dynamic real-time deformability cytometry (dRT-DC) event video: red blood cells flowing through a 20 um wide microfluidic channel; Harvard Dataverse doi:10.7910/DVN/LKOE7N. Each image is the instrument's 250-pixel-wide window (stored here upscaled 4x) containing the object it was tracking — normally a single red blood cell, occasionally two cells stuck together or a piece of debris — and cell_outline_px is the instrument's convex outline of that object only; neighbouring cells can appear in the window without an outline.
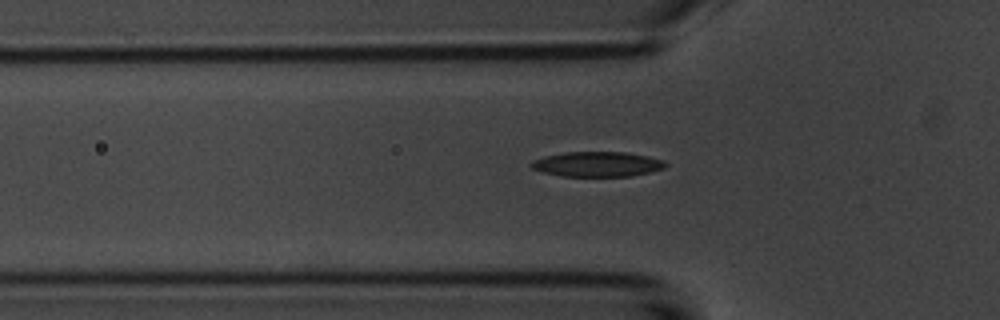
{"species": "common noctule bat (a hibernating species)", "species_latin": "Nyctalus noctula", "temperature_condition": "room temperature", "stored_images_in_passage": 41, "camera_frame_rate_fps": 3000, "um_per_image_px": 0.085, "animal": {"sex": "male", "body_mass_g": 20.1, "forearm_length_mm": 53.5}, "frame": {"image": 1, "passage_image": 10, "time_ms": 3.0, "image_size_px": [1000, 320], "cell_outline_px": [[668, 164], [664, 168], [632, 176], [560, 176], [544, 172], [532, 168], [528, 164], [532, 160], [544, 156], [564, 152], [628, 152], [648, 156], [664, 160]], "centroid_in_image_um": [50.76, 13.95], "position_along_channel_um": 75.0, "area_um2": 19.65}}
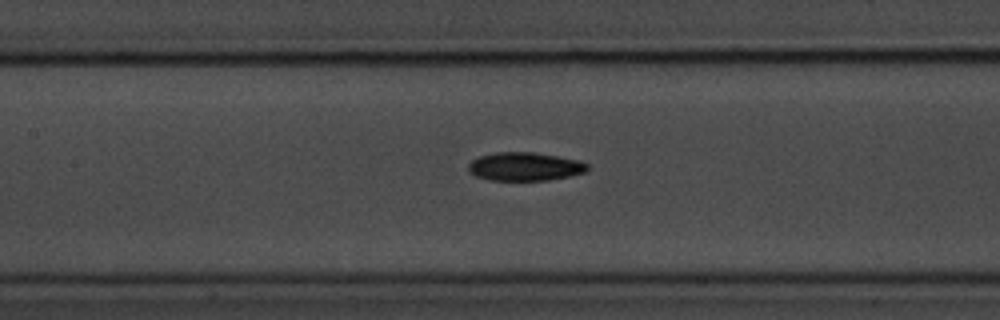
{"frame": {"image": 2, "passage_image": 17, "time_ms": 5.333, "image_size_px": [1000, 320], "cell_outline_px": [[588, 168], [584, 172], [568, 176], [548, 180], [492, 180], [476, 176], [468, 172], [468, 164], [472, 160], [480, 156], [496, 152], [532, 152], [580, 160], [588, 164]], "centroid_in_image_um": [44.59, 14.15], "position_along_channel_um": 162.8, "area_um2": 19.59}}
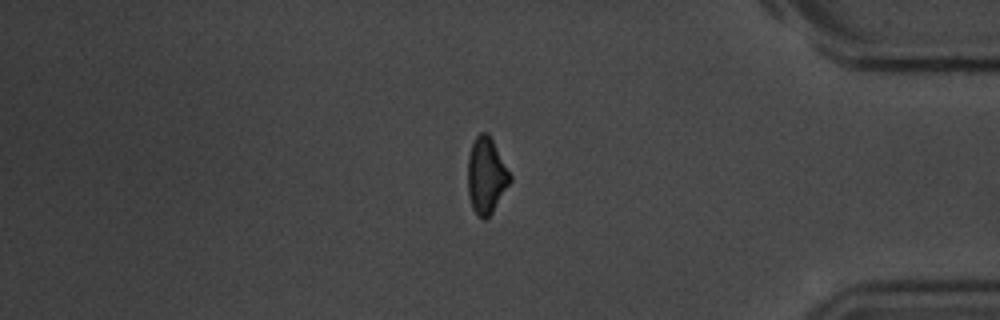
{"frame": {"image": 3, "passage_image": 38, "time_ms": 12.333, "image_size_px": [1000, 320], "cell_outline_px": [[512, 180], [492, 212], [484, 220], [480, 220], [476, 216], [472, 208], [468, 196], [468, 156], [472, 144], [476, 136], [480, 132], [488, 132], [512, 176]], "centroid_in_image_um": [41.32, 14.95], "position_along_channel_um": 393.9, "area_um2": 18.84}}